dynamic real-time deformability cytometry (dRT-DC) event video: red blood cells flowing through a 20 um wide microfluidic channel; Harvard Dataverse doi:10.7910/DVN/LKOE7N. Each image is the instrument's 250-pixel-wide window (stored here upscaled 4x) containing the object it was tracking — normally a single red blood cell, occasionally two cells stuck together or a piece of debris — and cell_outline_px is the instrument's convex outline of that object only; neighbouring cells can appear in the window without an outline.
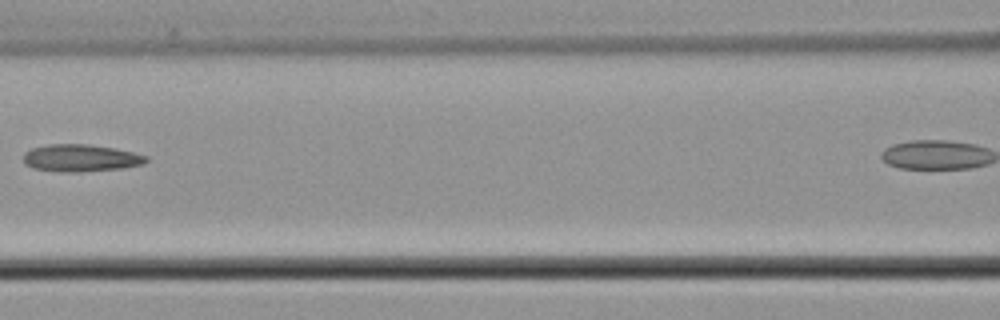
{"species": "common noctule bat (a hibernating species)", "species_latin": "Nyctalus noctula", "temperature_condition": "cold", "stored_images_in_passage": 5, "camera_frame_rate_fps": 3000, "um_per_image_px": 0.085, "animal": {"sex": "male", "body_mass_g": 21.5, "forearm_length_mm": 52.0}, "frame": {"image": 1, "passage_image": 4, "time_ms": 1.0, "image_size_px": [1000, 320], "cell_outline_px": [[148, 160], [144, 164], [120, 168], [76, 172], [64, 172], [32, 168], [24, 164], [24, 152], [32, 148], [48, 144], [88, 144], [116, 148], [148, 156]], "centroid_in_image_um": [6.85, 13.42], "position_along_channel_um": 159.8, "area_um2": 19.48}}